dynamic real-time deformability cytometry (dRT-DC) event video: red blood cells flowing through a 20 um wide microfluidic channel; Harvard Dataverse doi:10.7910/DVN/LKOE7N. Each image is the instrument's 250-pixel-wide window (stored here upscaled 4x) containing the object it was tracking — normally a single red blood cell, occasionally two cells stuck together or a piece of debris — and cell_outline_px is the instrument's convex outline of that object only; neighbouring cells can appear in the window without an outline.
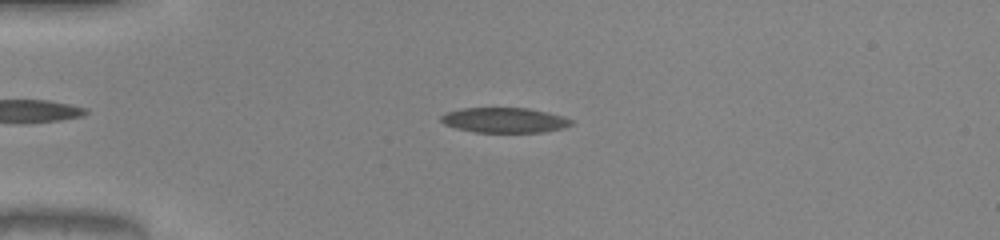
{"species": "common noctule bat (a hibernating species)", "species_latin": "Nyctalus noctula", "temperature_condition": "warm", "stored_images_in_passage": 42, "camera_frame_rate_fps": 3000, "um_per_image_px": 0.085, "animal": {"sex": "male", "body_mass_g": 20.0, "forearm_length_mm": 53.3}, "frame": {"image": 1, "passage_image": 9, "time_ms": 2.667, "image_size_px": [1000, 240], "cell_outline_px": [[576, 124], [564, 128], [544, 132], [476, 132], [456, 128], [444, 124], [440, 120], [440, 116], [444, 112], [460, 108], [528, 108], [548, 112], [564, 116], [572, 120]], "centroid_in_image_um": [42.9, 10.21], "position_along_channel_um": 42.1, "area_um2": 19.31}}
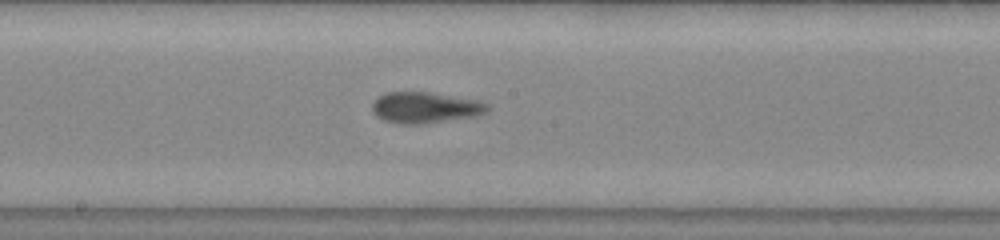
{"frame": {"image": 2, "passage_image": 24, "time_ms": 7.667, "image_size_px": [1000, 240], "cell_outline_px": [[488, 112], [472, 116], [420, 124], [404, 124], [384, 120], [376, 116], [372, 108], [372, 104], [380, 96], [388, 92], [428, 92], [480, 100], [488, 104]], "centroid_in_image_um": [36.15, 9.13], "position_along_channel_um": 212.1, "area_um2": 20.52}}
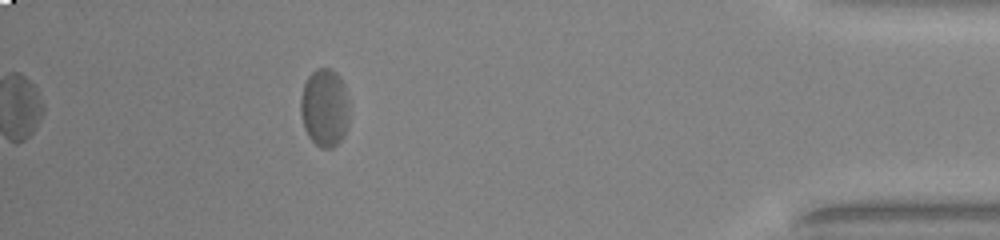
{"frame": {"image": 3, "passage_image": 42, "time_ms": 13.667, "image_size_px": [1000, 240], "cell_outline_px": [[348, 124], [344, 136], [332, 148], [324, 148], [316, 144], [308, 136], [304, 128], [300, 112], [300, 96], [304, 84], [308, 76], [316, 68], [332, 68], [340, 76], [348, 92]], "centroid_in_image_um": [27.59, 9.12], "position_along_channel_um": 407.6, "area_um2": 22.48}, "authors_computed_cell_mechanics": {"area_um2": 20.519, "velocity_mm_per_s": 4.0401, "shape_relaxation_time_tau1_ms": 5.4735, "shape_relaxation_time_tau2_ms": 1.1217, "deformation_change_tau1": 0.1531, "deformation_change_tau2": 0.0762}}